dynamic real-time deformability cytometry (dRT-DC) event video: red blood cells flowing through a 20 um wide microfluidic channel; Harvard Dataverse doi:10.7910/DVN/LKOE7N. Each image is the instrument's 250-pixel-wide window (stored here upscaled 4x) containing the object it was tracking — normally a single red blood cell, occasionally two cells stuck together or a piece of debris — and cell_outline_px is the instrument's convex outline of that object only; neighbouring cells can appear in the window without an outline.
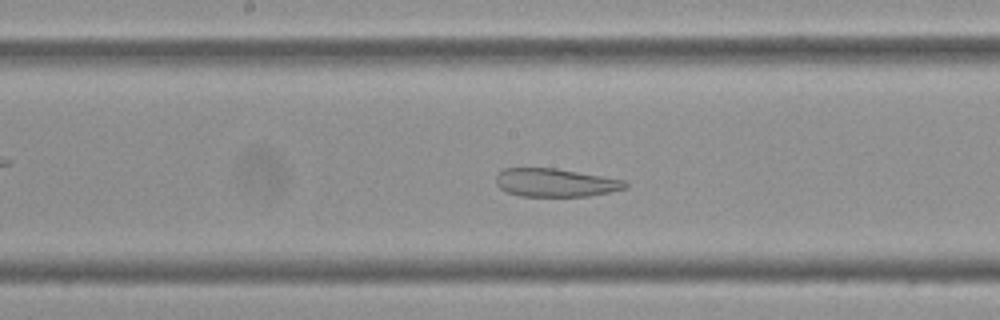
{"species": "Egyptian fruit bat (a non-hibernating species)", "species_latin": "Rousettus aegyptiacus", "temperature_condition": "cold", "stored_images_in_passage": 56, "camera_frame_rate_fps": 3000, "um_per_image_px": 0.085, "frame": {"image": 1, "passage_image": 27, "time_ms": 8.667, "image_size_px": [1000, 320], "cell_outline_px": [[628, 184], [624, 188], [608, 192], [588, 196], [520, 196], [508, 192], [500, 188], [496, 184], [496, 176], [504, 168], [556, 168], [624, 180]], "centroid_in_image_um": [47.17, 15.52], "position_along_channel_um": 201.0, "area_um2": 21.04}}
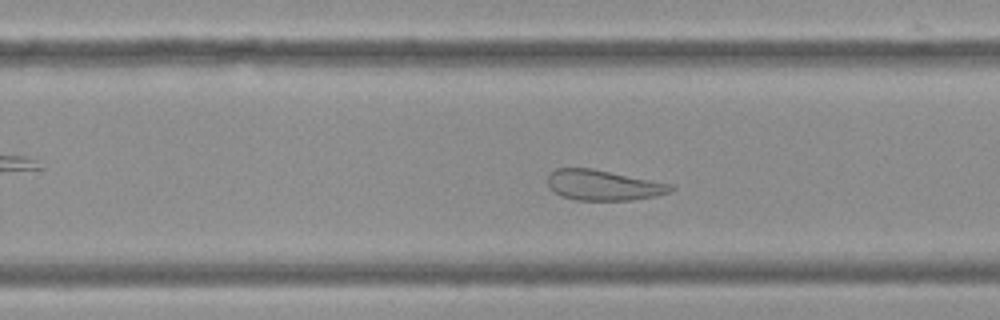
{"frame": {"image": 2, "passage_image": 34, "time_ms": 11.0, "image_size_px": [1000, 320], "cell_outline_px": [[676, 188], [668, 192], [652, 196], [632, 200], [576, 200], [560, 196], [548, 184], [548, 176], [556, 168], [592, 168], [676, 184]], "centroid_in_image_um": [51.33, 15.73], "position_along_channel_um": 278.5, "area_um2": 21.85}}
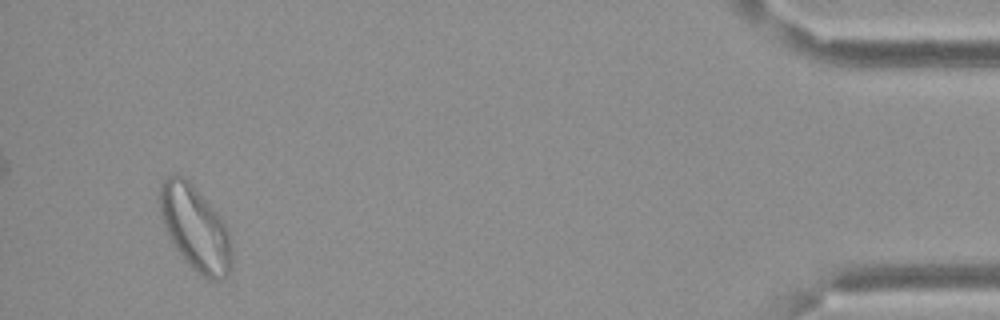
{"frame": {"image": 3, "passage_image": 53, "time_ms": 17.333, "image_size_px": [1000, 320], "cell_outline_px": [[232, 268], [228, 276], [216, 280], [208, 280], [196, 272], [192, 268], [176, 248], [168, 236], [160, 212], [160, 184], [168, 176], [184, 176], [192, 184], [220, 216], [228, 228], [232, 248]], "centroid_in_image_um": [16.63, 19.43], "position_along_channel_um": 418.6, "area_um2": 35.32}, "authors_computed_cell_mechanics": {"area_um2": 29.9404, "velocity_mm_per_s": 3.3339, "shape_relaxation_time_tau1_ms": null, "shape_relaxation_time_tau2_ms": 3.4862, "deformation_change_tau1": null, "deformation_change_tau2": 0.0896}}